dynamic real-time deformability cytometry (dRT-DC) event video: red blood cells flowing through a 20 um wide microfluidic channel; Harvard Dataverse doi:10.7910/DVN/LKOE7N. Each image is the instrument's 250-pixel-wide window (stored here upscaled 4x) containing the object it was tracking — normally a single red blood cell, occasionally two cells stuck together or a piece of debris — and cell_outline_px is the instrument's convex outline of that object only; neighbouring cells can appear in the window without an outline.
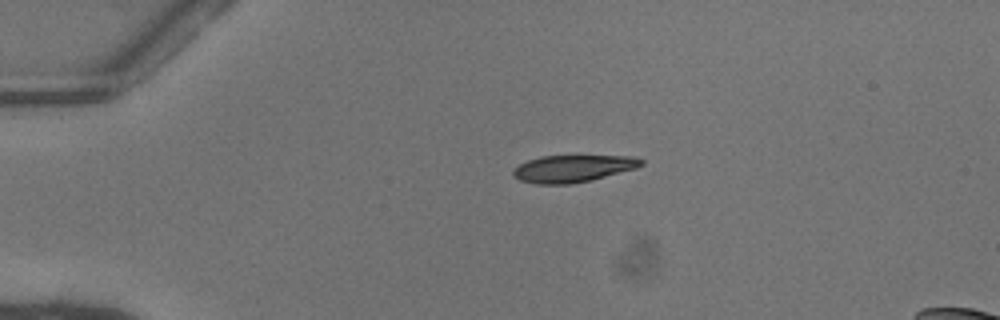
{"species": "common noctule bat (a hibernating species)", "species_latin": "Nyctalus noctula", "temperature_condition": "warm", "stored_images_in_passage": 40, "camera_frame_rate_fps": 3000, "um_per_image_px": 0.085, "animal": {"sex": "female"}, "frame": {"image": 1, "passage_image": 1, "time_ms": 0.0, "image_size_px": [1000, 320], "cell_outline_px": [[644, 164], [636, 168], [592, 180], [568, 184], [536, 184], [520, 180], [512, 176], [512, 168], [528, 160], [540, 156], [636, 156], [644, 160]], "centroid_in_image_um": [48.69, 14.32], "position_along_channel_um": 36.3, "area_um2": 20.35}}
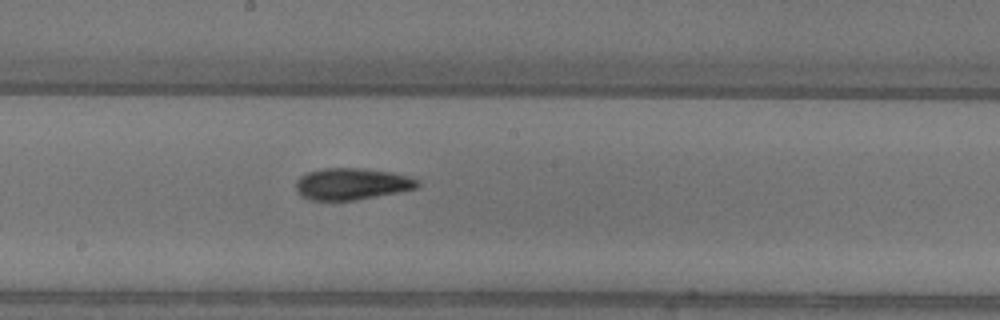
{"frame": {"image": 2, "passage_image": 18, "time_ms": 5.667, "image_size_px": [1000, 320], "cell_outline_px": [[420, 184], [416, 188], [396, 192], [352, 200], [312, 200], [296, 192], [296, 180], [300, 176], [308, 172], [324, 168], [360, 168], [392, 172], [408, 176], [420, 180]], "centroid_in_image_um": [29.89, 15.62], "position_along_channel_um": 218.3, "area_um2": 22.2}}
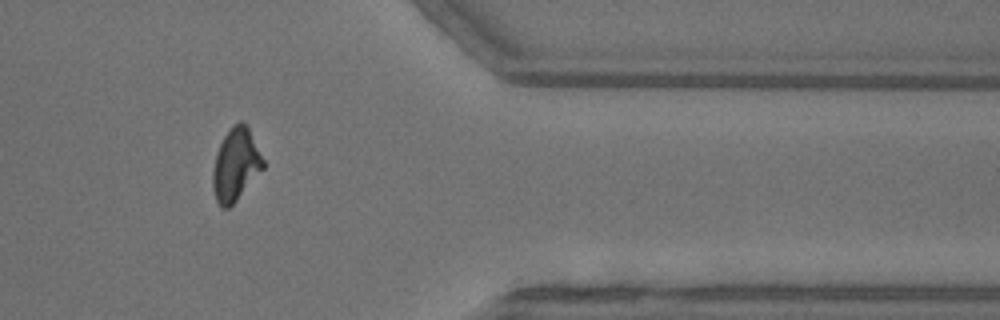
{"frame": {"image": 3, "passage_image": 32, "time_ms": 10.333, "image_size_px": [1000, 320], "cell_outline_px": [[264, 168], [236, 200], [228, 208], [220, 208], [216, 200], [212, 188], [212, 172], [216, 156], [220, 144], [224, 136], [240, 120], [248, 128], [264, 160]], "centroid_in_image_um": [20.02, 14.04], "position_along_channel_um": 391.4, "area_um2": 20.81}, "authors_computed_cell_mechanics": {"area_um2": 21.4438, "velocity_mm_per_s": 4.0918, "shape_relaxation_time_tau1_ms": 6.6276, "shape_relaxation_time_tau2_ms": 3.0159, "deformation_change_tau1": 0.2095, "deformation_change_tau2": 0.0897}}